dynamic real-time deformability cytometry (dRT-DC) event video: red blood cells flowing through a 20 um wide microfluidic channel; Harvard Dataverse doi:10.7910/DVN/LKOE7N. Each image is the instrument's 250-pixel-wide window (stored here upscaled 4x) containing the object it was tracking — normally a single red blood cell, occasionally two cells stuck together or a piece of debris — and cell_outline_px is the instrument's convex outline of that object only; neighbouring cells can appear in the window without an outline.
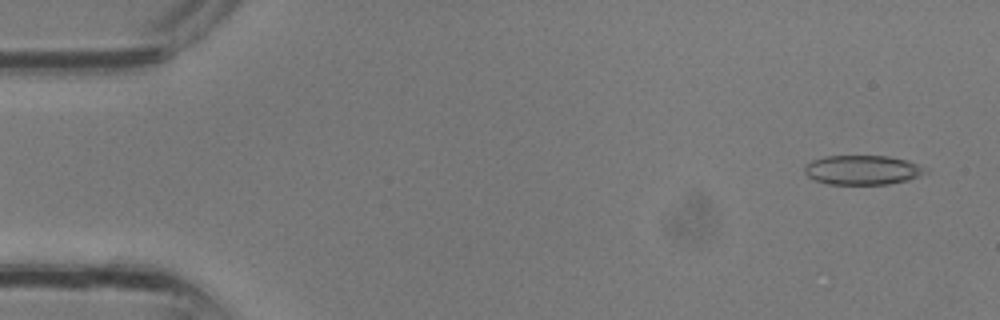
{"species": "common noctule bat (a hibernating species)", "species_latin": "Nyctalus noctula", "temperature_condition": "room temperature", "stored_images_in_passage": 9, "camera_frame_rate_fps": 3000, "um_per_image_px": 0.085, "animal": {"sex": "male", "body_mass_g": 13.3}, "frame": {"image": 1, "passage_image": 2, "time_ms": 0.333, "image_size_px": [1000, 320], "cell_outline_px": [[928, 172], [920, 176], [908, 180], [888, 184], [828, 184], [816, 180], [808, 176], [804, 172], [804, 164], [812, 160], [824, 156], [888, 156], [908, 160], [924, 168]], "centroid_in_image_um": [73.29, 14.44], "position_along_channel_um": 11.7, "area_um2": 20.75}}